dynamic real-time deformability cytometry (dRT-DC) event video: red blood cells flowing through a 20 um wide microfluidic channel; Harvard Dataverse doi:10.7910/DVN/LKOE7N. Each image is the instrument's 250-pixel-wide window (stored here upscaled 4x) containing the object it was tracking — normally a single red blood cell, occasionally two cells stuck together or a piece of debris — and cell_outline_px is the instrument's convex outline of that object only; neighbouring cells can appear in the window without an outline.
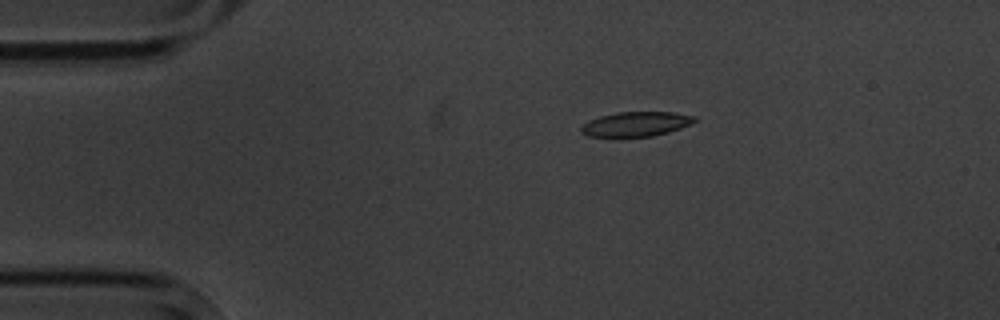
{"species": "common noctule bat (a hibernating species)", "species_latin": "Nyctalus noctula", "temperature_condition": "cold", "stored_images_in_passage": 4, "camera_frame_rate_fps": 3000, "um_per_image_px": 0.085, "animal": {"sex": "male", "body_mass_g": 20.1, "forearm_length_mm": 53.5}, "frame": {"image": 1, "passage_image": 3, "time_ms": 2.333, "image_size_px": [1000, 320], "cell_outline_px": [[696, 120], [680, 128], [668, 132], [652, 136], [588, 136], [580, 132], [580, 128], [588, 120], [600, 116], [616, 112], [672, 112], [696, 116]], "centroid_in_image_um": [54.03, 10.53], "position_along_channel_um": 31.0, "area_um2": 16.07}}